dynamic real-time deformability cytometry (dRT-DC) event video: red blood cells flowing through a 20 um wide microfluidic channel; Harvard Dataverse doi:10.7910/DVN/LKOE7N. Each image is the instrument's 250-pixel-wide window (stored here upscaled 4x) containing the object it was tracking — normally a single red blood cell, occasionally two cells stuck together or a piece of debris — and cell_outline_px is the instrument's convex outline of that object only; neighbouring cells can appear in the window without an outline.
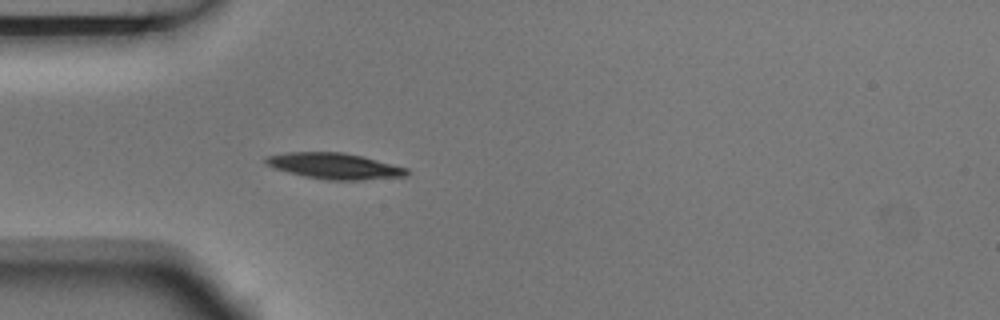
{"species": "Egyptian fruit bat (a non-hibernating species)", "species_latin": "Rousettus aegyptiacus", "temperature_condition": "room temperature", "stored_images_in_passage": 1, "camera_frame_rate_fps": 3000, "um_per_image_px": 0.085, "animal": {"sex": "male"}, "frame": {"image": 1, "passage_image": 1, "time_ms": 0.0, "image_size_px": [1000, 320], "cell_outline_px": [[408, 172], [404, 176], [360, 180], [328, 180], [304, 176], [288, 172], [264, 164], [264, 160], [268, 156], [288, 152], [344, 152], [408, 168]], "centroid_in_image_um": [28.4, 14.11], "position_along_channel_um": 56.6, "area_um2": 21.04}}